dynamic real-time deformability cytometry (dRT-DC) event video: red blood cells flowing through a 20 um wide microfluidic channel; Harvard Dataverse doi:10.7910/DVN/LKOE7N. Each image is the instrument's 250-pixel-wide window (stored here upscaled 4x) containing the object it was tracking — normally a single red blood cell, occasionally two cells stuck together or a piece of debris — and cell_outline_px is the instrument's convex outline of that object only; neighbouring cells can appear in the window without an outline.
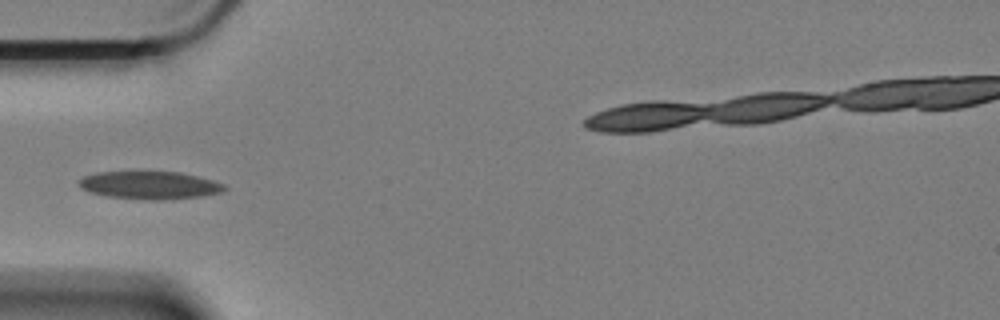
{"species": "Egyptian fruit bat (a non-hibernating species)", "species_latin": "Rousettus aegyptiacus", "temperature_condition": "cold", "stored_images_in_passage": 43, "camera_frame_rate_fps": 3000, "um_per_image_px": 0.085, "animal": {"sex": "female"}, "frame": {"image": 1, "passage_image": 1, "time_ms": 0.0, "image_size_px": [1000, 320], "cell_outline_px": [[228, 188], [224, 192], [204, 196], [164, 200], [144, 200], [108, 196], [88, 192], [80, 188], [80, 180], [84, 176], [96, 172], [132, 168], [180, 172], [212, 180], [224, 184]], "centroid_in_image_um": [12.7, 15.69], "position_along_channel_um": 72.3, "area_um2": 24.91}}
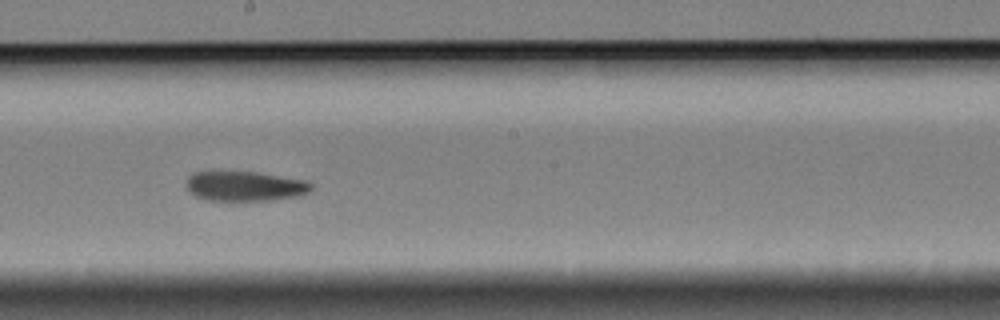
{"frame": {"image": 2, "passage_image": 15, "time_ms": 4.667, "image_size_px": [1000, 320], "cell_outline_px": [[312, 188], [308, 192], [300, 196], [272, 200], [204, 200], [188, 192], [184, 184], [188, 176], [192, 172], [220, 168], [256, 172], [304, 180], [312, 184]], "centroid_in_image_um": [20.69, 15.77], "position_along_channel_um": 227.5, "area_um2": 22.72}}
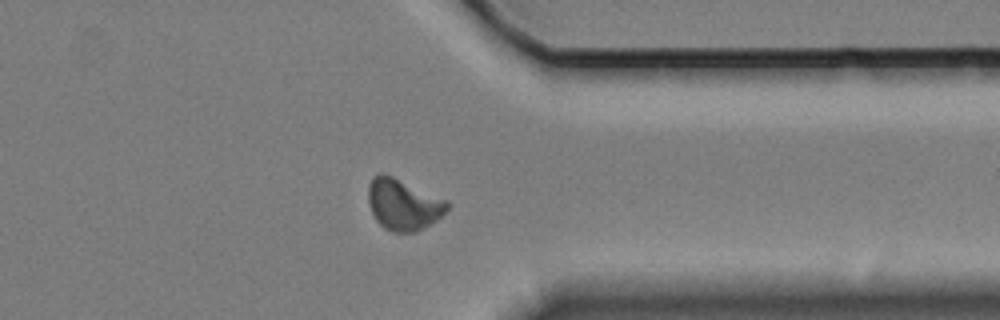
{"frame": {"image": 3, "passage_image": 29, "time_ms": 9.333, "image_size_px": [1000, 320], "cell_outline_px": [[452, 204], [436, 220], [416, 232], [392, 232], [384, 228], [376, 220], [368, 204], [368, 184], [372, 176], [380, 172], [384, 172], [448, 200]], "centroid_in_image_um": [34.26, 17.35], "position_along_channel_um": 377.1, "area_um2": 23.81}}